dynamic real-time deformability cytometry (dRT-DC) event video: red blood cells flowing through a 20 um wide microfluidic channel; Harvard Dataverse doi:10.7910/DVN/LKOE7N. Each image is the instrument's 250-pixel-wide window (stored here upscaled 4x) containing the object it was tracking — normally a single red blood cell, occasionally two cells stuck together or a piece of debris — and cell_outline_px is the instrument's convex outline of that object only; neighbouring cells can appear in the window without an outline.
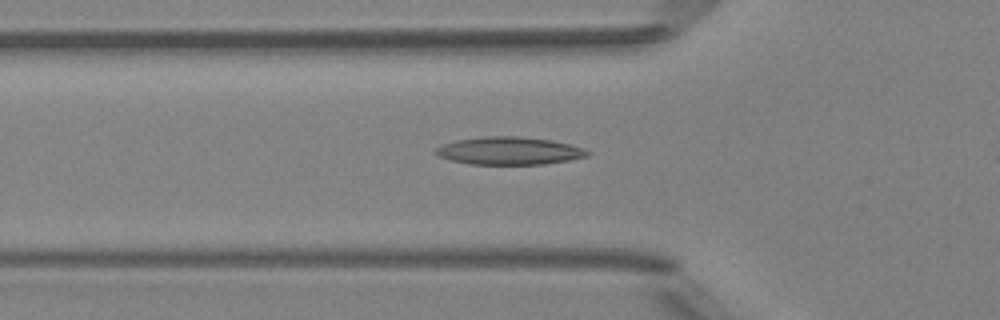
{"species": "Egyptian fruit bat (a non-hibernating species)", "species_latin": "Rousettus aegyptiacus", "temperature_condition": "room temperature", "stored_images_in_passage": 36, "camera_frame_rate_fps": 3000, "um_per_image_px": 0.085, "animal": {"sex": "female"}, "frame": {"image": 1, "passage_image": 9, "time_ms": 2.667, "image_size_px": [1000, 320], "cell_outline_px": [[592, 152], [588, 156], [568, 160], [544, 164], [472, 164], [452, 160], [436, 156], [432, 152], [436, 148], [444, 144], [456, 140], [484, 136], [516, 136], [552, 140], [572, 144], [584, 148]], "centroid_in_image_um": [43.3, 12.81], "position_along_channel_um": 82.5, "area_um2": 24.62}}
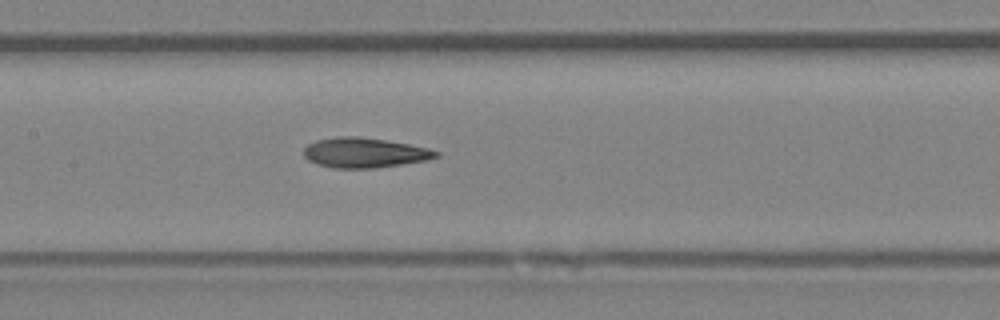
{"frame": {"image": 2, "passage_image": 16, "time_ms": 5.0, "image_size_px": [1000, 320], "cell_outline_px": [[440, 156], [428, 160], [376, 168], [332, 168], [316, 164], [308, 160], [304, 156], [304, 148], [308, 144], [316, 140], [336, 136], [356, 136], [384, 140], [408, 144], [428, 148], [440, 152]], "centroid_in_image_um": [30.97, 12.98], "position_along_channel_um": 176.4, "area_um2": 23.18}}
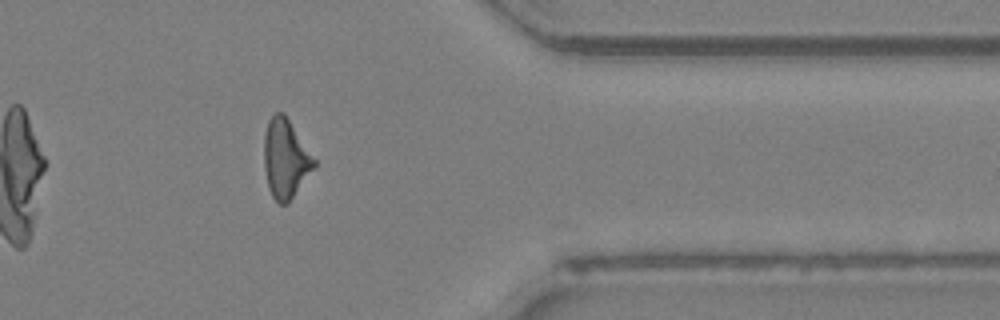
{"frame": {"image": 3, "passage_image": 33, "time_ms": 10.667, "image_size_px": [1000, 320], "cell_outline_px": [[316, 164], [288, 204], [280, 204], [272, 196], [268, 188], [264, 168], [264, 136], [268, 120], [276, 112], [284, 112], [316, 160]], "centroid_in_image_um": [24.25, 13.48], "position_along_channel_um": 387.2, "area_um2": 22.95}, "authors_computed_cell_mechanics": {"area_um2": 23.1489, "velocity_mm_per_s": 4.009, "shape_relaxation_time_tau1_ms": 7.7821, "shape_relaxation_time_tau2_ms": 3.8037, "deformation_change_tau1": 0.2084, "deformation_change_tau2": 0.1382}}